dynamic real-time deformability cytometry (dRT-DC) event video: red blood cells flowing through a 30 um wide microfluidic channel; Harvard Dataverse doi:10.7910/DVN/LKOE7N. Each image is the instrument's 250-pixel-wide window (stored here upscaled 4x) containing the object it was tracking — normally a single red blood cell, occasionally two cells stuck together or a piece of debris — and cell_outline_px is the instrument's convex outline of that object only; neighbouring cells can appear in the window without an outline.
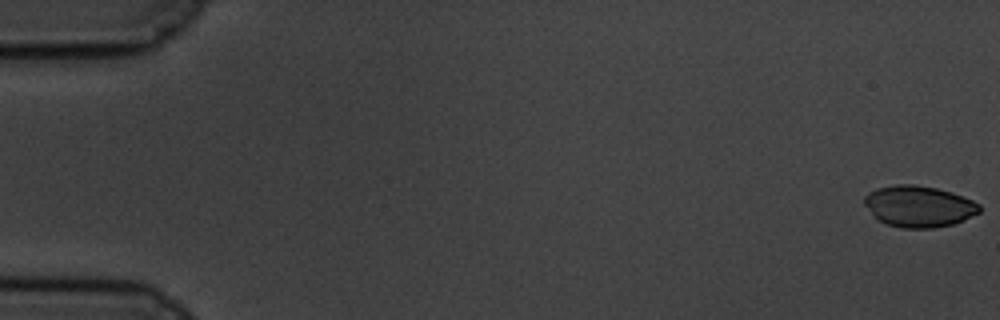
{"species": "common noctule bat (a hibernating species)", "species_latin": "Nyctalus noctula", "temperature_condition": "cold", "stored_images_in_passage": 59, "camera_frame_rate_fps": 3000, "um_per_image_px": 0.085, "animal": {"sex": "male", "body_mass_g": 19.5, "forearm_length_mm": 54.6}, "frame": {"image": 1, "passage_image": 1, "time_ms": 0.0, "image_size_px": [1000, 320], "cell_outline_px": [[980, 212], [964, 220], [952, 224], [932, 228], [900, 228], [888, 224], [872, 216], [864, 204], [864, 196], [868, 192], [876, 188], [896, 184], [912, 184], [936, 188], [952, 192], [972, 200], [980, 204]], "centroid_in_image_um": [78.08, 17.53], "position_along_channel_um": 6.9, "area_um2": 27.8}}
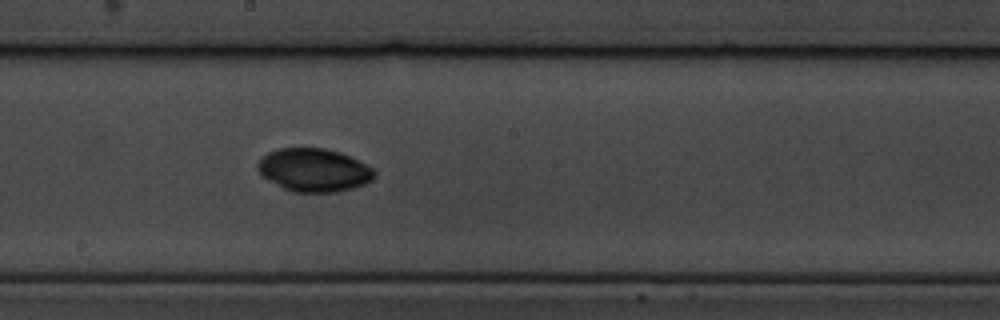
{"frame": {"image": 2, "passage_image": 33, "time_ms": 10.667, "image_size_px": [1000, 320], "cell_outline_px": [[376, 172], [372, 180], [364, 184], [352, 188], [336, 192], [292, 192], [260, 176], [256, 168], [256, 164], [268, 152], [280, 148], [324, 148], [340, 152], [372, 168]], "centroid_in_image_um": [26.64, 14.46], "position_along_channel_um": 221.6, "area_um2": 29.25}}
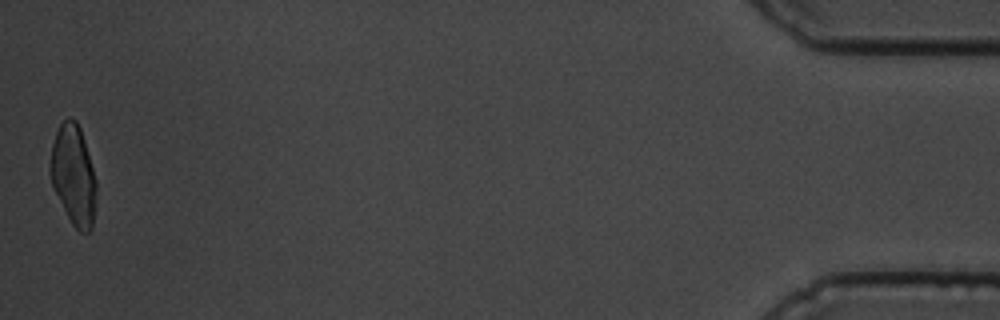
{"frame": {"image": 3, "passage_image": 59, "time_ms": 19.333, "image_size_px": [1000, 320], "cell_outline_px": [[96, 200], [92, 228], [88, 232], [80, 232], [72, 224], [52, 188], [48, 168], [48, 164], [52, 144], [56, 132], [60, 124], [68, 116], [72, 116], [76, 120], [80, 128], [84, 140], [96, 180]], "centroid_in_image_um": [6.22, 14.87], "position_along_channel_um": 429.0, "area_um2": 27.17}, "authors_computed_cell_mechanics": {"area_um2": 28.2064, "velocity_mm_per_s": 3.4199, "shape_relaxation_time_tau1_ms": 2.4842, "shape_relaxation_time_tau2_ms": null, "deformation_change_tau1": 0.0804, "deformation_change_tau2": null}}